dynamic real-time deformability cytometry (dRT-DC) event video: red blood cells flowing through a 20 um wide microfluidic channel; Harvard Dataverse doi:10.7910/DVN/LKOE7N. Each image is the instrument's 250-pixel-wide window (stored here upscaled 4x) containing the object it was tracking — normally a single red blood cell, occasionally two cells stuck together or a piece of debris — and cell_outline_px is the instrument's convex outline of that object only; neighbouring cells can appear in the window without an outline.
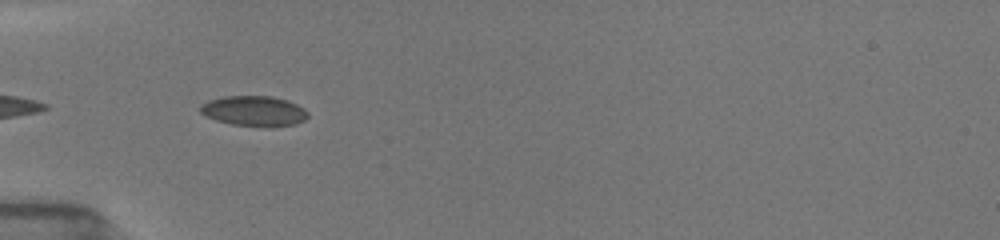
{"species": "common noctule bat (a hibernating species)", "species_latin": "Nyctalus noctula", "temperature_condition": "room temperature", "stored_images_in_passage": 9, "camera_frame_rate_fps": 3000, "um_per_image_px": 0.085, "animal": {"sex": "female", "body_mass_g": 19.5, "forearm_length_mm": 54.1}, "frame": {"image": 1, "passage_image": 2, "time_ms": 0.333, "image_size_px": [1000, 240], "cell_outline_px": [[308, 116], [304, 120], [296, 124], [268, 128], [232, 124], [216, 120], [204, 116], [200, 112], [200, 104], [208, 100], [224, 96], [272, 96], [288, 100], [304, 108], [308, 112]], "centroid_in_image_um": [21.59, 9.44], "position_along_channel_um": 63.4, "area_um2": 19.31}}